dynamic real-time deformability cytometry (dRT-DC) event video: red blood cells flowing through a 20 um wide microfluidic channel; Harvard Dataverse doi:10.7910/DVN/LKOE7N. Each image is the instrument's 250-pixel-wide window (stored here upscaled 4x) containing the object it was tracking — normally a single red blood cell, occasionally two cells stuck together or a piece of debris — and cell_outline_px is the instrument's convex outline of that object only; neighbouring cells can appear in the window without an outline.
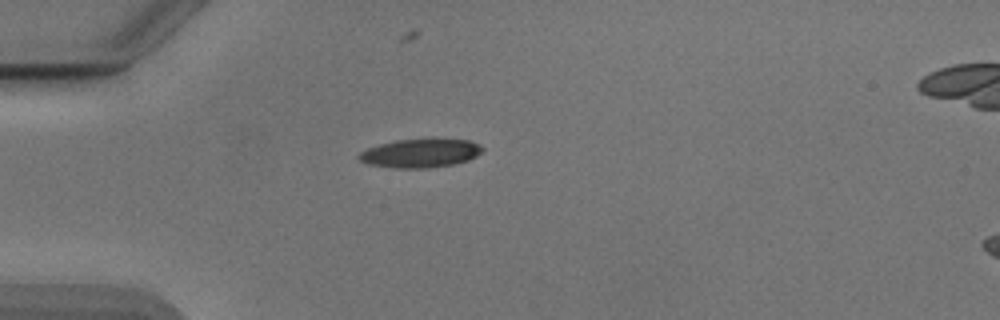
{"species": "Egyptian fruit bat (a non-hibernating species)", "species_latin": "Rousettus aegyptiacus", "temperature_condition": "cold", "stored_images_in_passage": 40, "camera_frame_rate_fps": 3000, "um_per_image_px": 0.085, "animal": {"sex": "male"}, "frame": {"image": 1, "passage_image": 1, "time_ms": 0.0, "image_size_px": [1000, 320], "cell_outline_px": [[484, 148], [476, 156], [468, 160], [452, 164], [428, 168], [392, 168], [368, 164], [360, 160], [356, 156], [360, 152], [368, 148], [380, 144], [396, 140], [436, 136], [468, 140], [480, 144]], "centroid_in_image_um": [35.75, 12.98], "position_along_channel_um": 49.2, "area_um2": 21.33}}
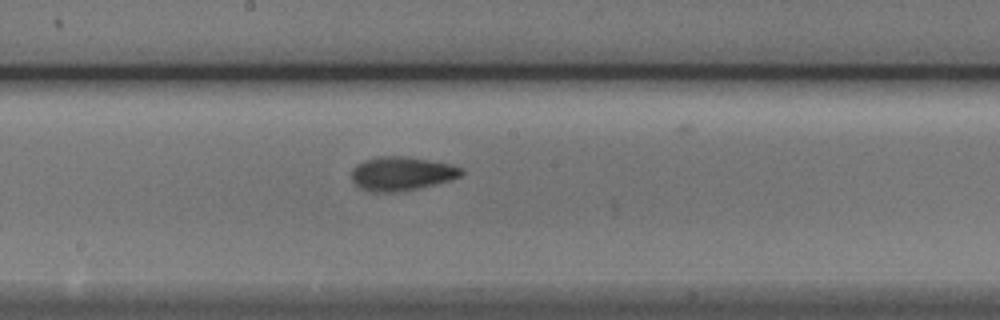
{"frame": {"image": 2, "passage_image": 15, "time_ms": 4.667, "image_size_px": [1000, 320], "cell_outline_px": [[464, 172], [460, 176], [448, 180], [416, 188], [388, 192], [372, 192], [360, 188], [352, 180], [352, 168], [356, 164], [364, 160], [376, 156], [404, 156], [452, 164], [464, 168]], "centroid_in_image_um": [34.11, 14.73], "position_along_channel_um": 214.1, "area_um2": 21.44}}
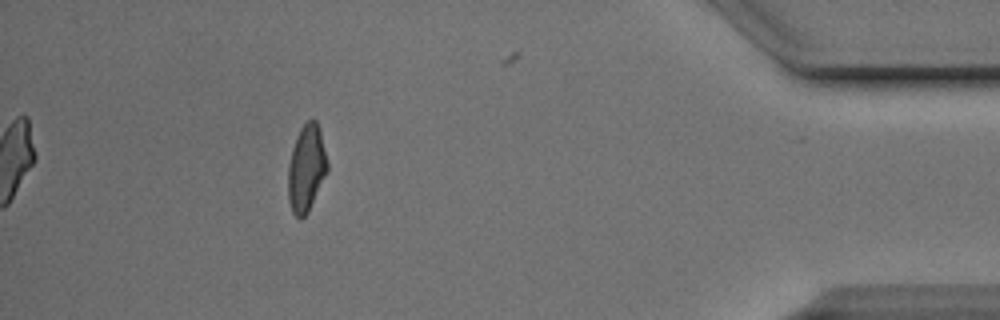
{"frame": {"image": 3, "passage_image": 34, "time_ms": 11.0, "image_size_px": [1000, 320], "cell_outline_px": [[328, 168], [308, 212], [300, 220], [292, 212], [288, 200], [288, 164], [292, 148], [296, 136], [300, 128], [312, 116], [316, 120], [320, 128], [328, 164]], "centroid_in_image_um": [26.02, 14.26], "position_along_channel_um": 409.2, "area_um2": 19.94}, "authors_computed_cell_mechanics": {"area_um2": 20.3167, "velocity_mm_per_s": 3.8953, "shape_relaxation_time_tau1_ms": 3.9574, "shape_relaxation_time_tau2_ms": 2.2453, "deformation_change_tau1": 0.1425, "deformation_change_tau2": 0.0929}}